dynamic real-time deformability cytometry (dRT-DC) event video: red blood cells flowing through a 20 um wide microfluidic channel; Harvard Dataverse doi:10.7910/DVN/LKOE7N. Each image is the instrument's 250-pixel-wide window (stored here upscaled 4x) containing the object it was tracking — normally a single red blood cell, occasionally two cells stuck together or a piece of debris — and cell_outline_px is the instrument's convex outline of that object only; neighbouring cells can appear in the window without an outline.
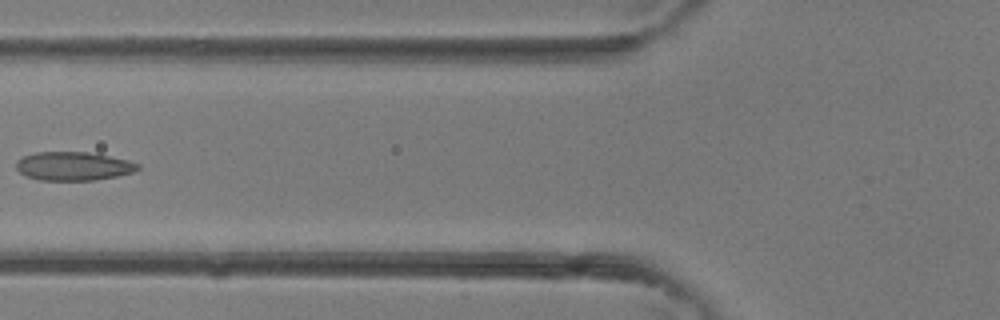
{"species": "common noctule bat (a hibernating species)", "species_latin": "Nyctalus noctula", "temperature_condition": "room temperature", "stored_images_in_passage": 4, "camera_frame_rate_fps": 3000, "um_per_image_px": 0.085, "animal": {"sex": "female"}, "frame": {"image": 1, "passage_image": 4, "time_ms": 1.0, "image_size_px": [1000, 320], "cell_outline_px": [[140, 168], [132, 172], [116, 176], [96, 180], [40, 180], [24, 176], [16, 168], [16, 160], [24, 156], [36, 152], [88, 152], [128, 160], [140, 164]], "centroid_in_image_um": [6.21, 14.12], "position_along_channel_um": 119.6, "area_um2": 20.29}}